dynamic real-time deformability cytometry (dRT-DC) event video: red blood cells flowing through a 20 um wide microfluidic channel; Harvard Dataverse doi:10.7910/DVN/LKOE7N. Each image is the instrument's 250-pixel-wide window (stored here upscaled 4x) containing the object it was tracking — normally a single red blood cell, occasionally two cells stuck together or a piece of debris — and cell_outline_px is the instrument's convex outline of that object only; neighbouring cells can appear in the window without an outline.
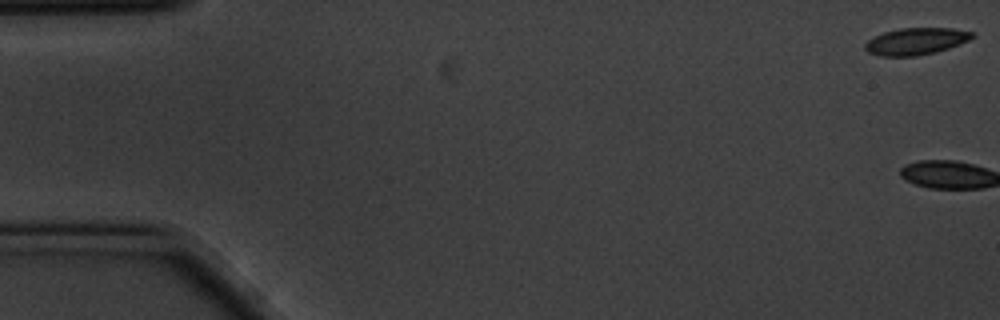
{"species": "common noctule bat (a hibernating species)", "species_latin": "Nyctalus noctula", "temperature_condition": "cold", "stored_images_in_passage": 2, "camera_frame_rate_fps": 3000, "um_per_image_px": 0.085, "animal": {"sex": "male", "body_mass_g": 20.1, "forearm_length_mm": 53.5}, "frame": {"image": 1, "passage_image": 1, "time_ms": 0.0, "image_size_px": [1000, 320], "cell_outline_px": [[972, 36], [968, 40], [948, 48], [916, 56], [880, 56], [868, 52], [864, 48], [864, 44], [868, 40], [884, 32], [900, 28], [952, 28], [972, 32]], "centroid_in_image_um": [77.8, 3.51], "position_along_channel_um": 7.2, "area_um2": 16.47}}